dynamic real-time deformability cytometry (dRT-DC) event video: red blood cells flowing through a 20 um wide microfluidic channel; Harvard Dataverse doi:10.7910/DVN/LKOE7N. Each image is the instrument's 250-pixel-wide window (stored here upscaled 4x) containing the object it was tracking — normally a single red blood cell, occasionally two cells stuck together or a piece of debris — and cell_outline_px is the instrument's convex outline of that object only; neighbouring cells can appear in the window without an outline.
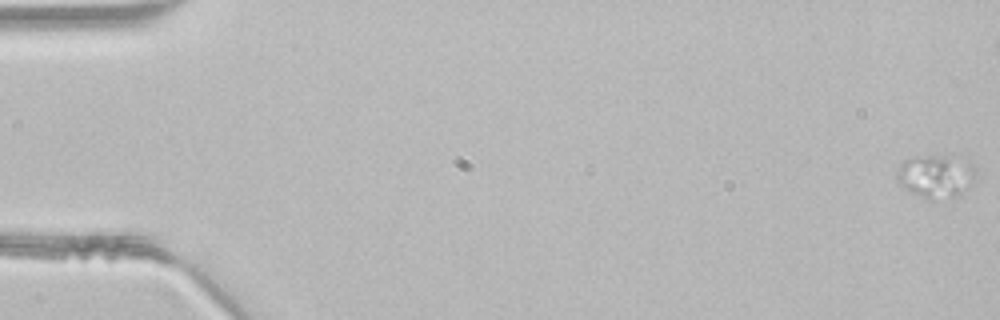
{"species": "common noctule bat (a hibernating species)", "species_latin": "Nyctalus noctula", "temperature_condition": "room temperature", "stored_images_in_passage": 2, "camera_frame_rate_fps": 3000, "um_per_image_px": 0.085, "animal": {"sex": "male", "body_mass_g": 21.5, "forearm_length_mm": 52.0}, "frame": {"image": 1, "passage_image": 1, "time_ms": 0.0, "image_size_px": [1000, 320], "cell_outline_px": [[976, 176], [968, 188], [956, 196], [932, 200], [928, 200], [912, 192], [900, 184], [896, 180], [896, 172], [900, 164], [904, 160], [912, 156], [952, 152], [968, 160], [976, 168]], "centroid_in_image_um": [79.58, 14.89], "position_along_channel_um": 5.4, "area_um2": 20.81}}